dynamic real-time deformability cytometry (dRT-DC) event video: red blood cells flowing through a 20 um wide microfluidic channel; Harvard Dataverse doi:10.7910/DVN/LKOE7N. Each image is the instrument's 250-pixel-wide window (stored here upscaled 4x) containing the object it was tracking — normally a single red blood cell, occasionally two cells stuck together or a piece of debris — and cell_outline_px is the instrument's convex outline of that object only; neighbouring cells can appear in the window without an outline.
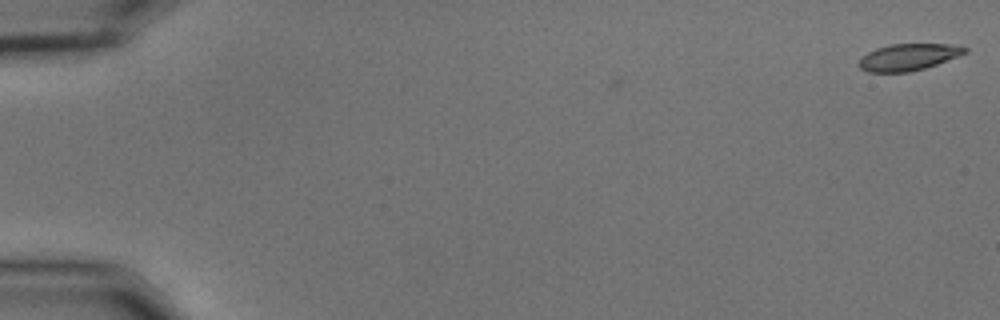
{"species": "common noctule bat (a hibernating species)", "species_latin": "Nyctalus noctula", "temperature_condition": "cold", "stored_images_in_passage": 8, "camera_frame_rate_fps": 3000, "um_per_image_px": 0.085, "animal": {"sex": "male", "body_mass_g": 15.6}, "frame": {"image": 1, "passage_image": 1, "time_ms": 0.0, "image_size_px": [1000, 320], "cell_outline_px": [[968, 52], [936, 64], [924, 68], [908, 72], [868, 72], [860, 68], [856, 64], [860, 56], [876, 48], [892, 44], [948, 44], [968, 48]], "centroid_in_image_um": [77.14, 4.85], "position_along_channel_um": 7.9, "area_um2": 16.47}}